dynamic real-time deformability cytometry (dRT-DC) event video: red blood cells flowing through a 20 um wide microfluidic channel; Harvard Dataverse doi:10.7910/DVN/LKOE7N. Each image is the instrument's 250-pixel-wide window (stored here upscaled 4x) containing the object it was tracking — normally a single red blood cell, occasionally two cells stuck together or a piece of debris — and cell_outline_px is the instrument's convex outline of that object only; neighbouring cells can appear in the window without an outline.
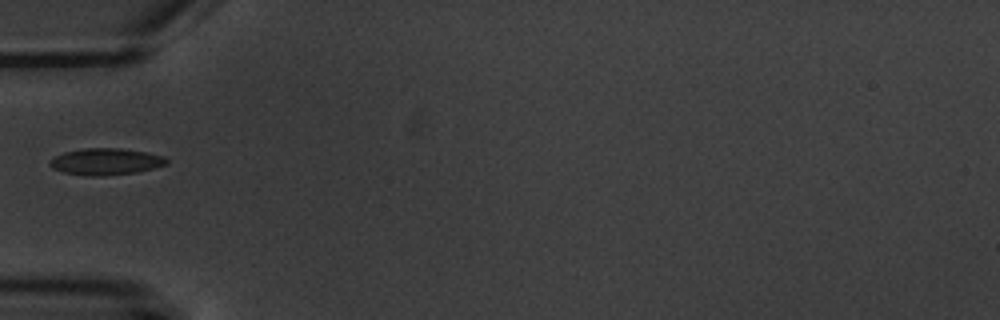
{"species": "common noctule bat (a hibernating species)", "species_latin": "Nyctalus noctula", "temperature_condition": "warm", "stored_images_in_passage": 6, "camera_frame_rate_fps": 3000, "um_per_image_px": 0.085, "animal": {"sex": "male", "body_mass_g": 20.1, "forearm_length_mm": 53.5}, "frame": {"image": 1, "passage_image": 1, "time_ms": 0.0, "image_size_px": [1000, 320], "cell_outline_px": [[168, 164], [156, 168], [136, 172], [104, 176], [92, 176], [64, 172], [52, 168], [48, 164], [56, 156], [64, 152], [84, 148], [120, 148], [144, 152], [164, 156], [168, 160]], "centroid_in_image_um": [9.03, 13.74], "position_along_channel_um": 76.0, "area_um2": 18.03}}
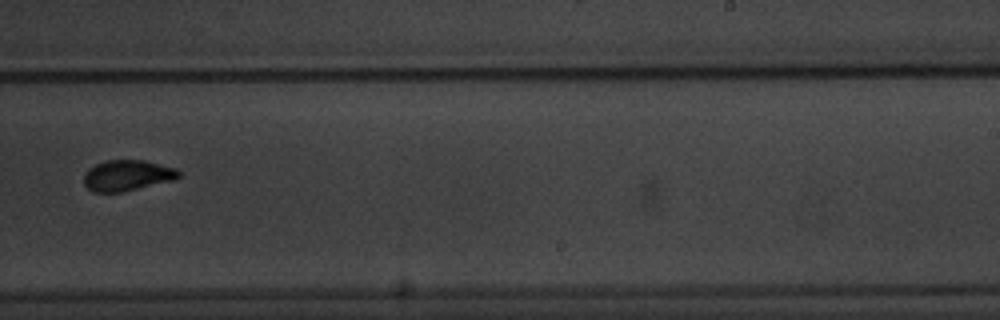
{"frame": {"image": 2, "passage_image": 6, "time_ms": 5.667, "image_size_px": [1000, 320], "cell_outline_px": [[180, 176], [172, 180], [124, 192], [92, 192], [84, 184], [84, 176], [88, 168], [96, 164], [108, 160], [144, 160], [176, 168], [180, 172]], "centroid_in_image_um": [10.8, 14.91], "position_along_channel_um": 278.2, "area_um2": 16.99}}